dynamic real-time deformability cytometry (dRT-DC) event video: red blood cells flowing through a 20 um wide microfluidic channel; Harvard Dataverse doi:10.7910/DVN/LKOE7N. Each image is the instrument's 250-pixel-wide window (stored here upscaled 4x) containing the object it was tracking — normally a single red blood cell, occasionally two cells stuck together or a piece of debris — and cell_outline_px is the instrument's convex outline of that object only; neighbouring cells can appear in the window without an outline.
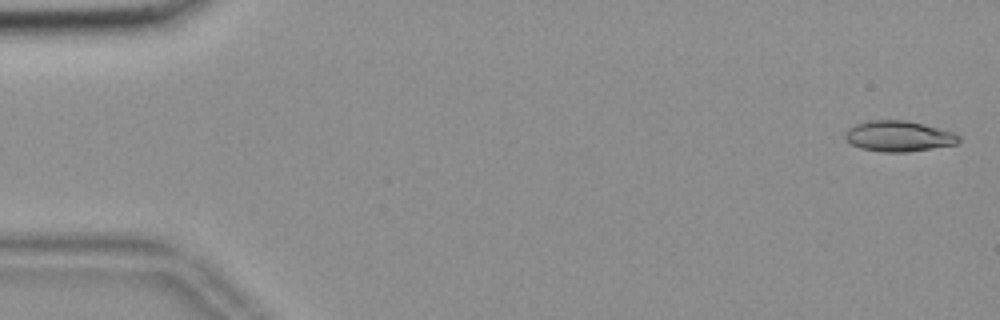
{"species": "common noctule bat (a hibernating species)", "species_latin": "Nyctalus noctula", "temperature_condition": "room temperature", "stored_images_in_passage": 54, "camera_frame_rate_fps": 3000, "um_per_image_px": 0.085, "animal": {"sex": "female", "body_mass_g": 18.4}, "frame": {"image": 1, "passage_image": 2, "time_ms": 0.333, "image_size_px": [1000, 320], "cell_outline_px": [[960, 140], [956, 144], [908, 152], [884, 152], [860, 148], [852, 144], [844, 136], [848, 128], [856, 124], [868, 120], [904, 120], [924, 124], [952, 132], [960, 136]], "centroid_in_image_um": [76.38, 11.57], "position_along_channel_um": 8.6, "area_um2": 20.17}}
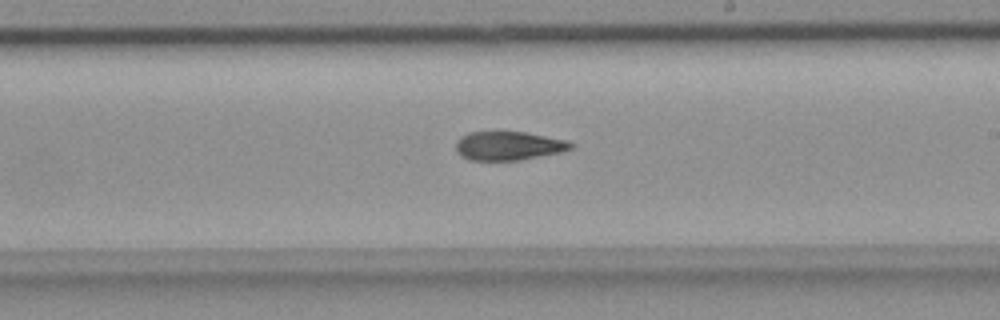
{"frame": {"image": 2, "passage_image": 33, "time_ms": 10.667, "image_size_px": [1000, 320], "cell_outline_px": [[576, 144], [572, 148], [560, 152], [520, 160], [468, 160], [460, 156], [456, 152], [456, 140], [460, 136], [468, 132], [524, 132], [568, 140]], "centroid_in_image_um": [43.2, 12.39], "position_along_channel_um": 245.8, "area_um2": 19.42}}
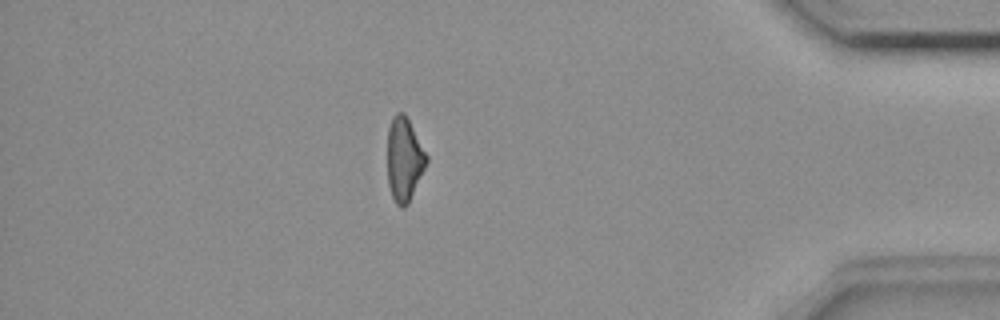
{"frame": {"image": 3, "passage_image": 49, "time_ms": 16.0, "image_size_px": [1000, 320], "cell_outline_px": [[428, 160], [408, 204], [404, 208], [400, 208], [396, 204], [392, 196], [388, 184], [388, 128], [392, 116], [396, 112], [404, 112], [428, 156]], "centroid_in_image_um": [34.35, 13.54], "position_along_channel_um": 400.9, "area_um2": 18.96}}